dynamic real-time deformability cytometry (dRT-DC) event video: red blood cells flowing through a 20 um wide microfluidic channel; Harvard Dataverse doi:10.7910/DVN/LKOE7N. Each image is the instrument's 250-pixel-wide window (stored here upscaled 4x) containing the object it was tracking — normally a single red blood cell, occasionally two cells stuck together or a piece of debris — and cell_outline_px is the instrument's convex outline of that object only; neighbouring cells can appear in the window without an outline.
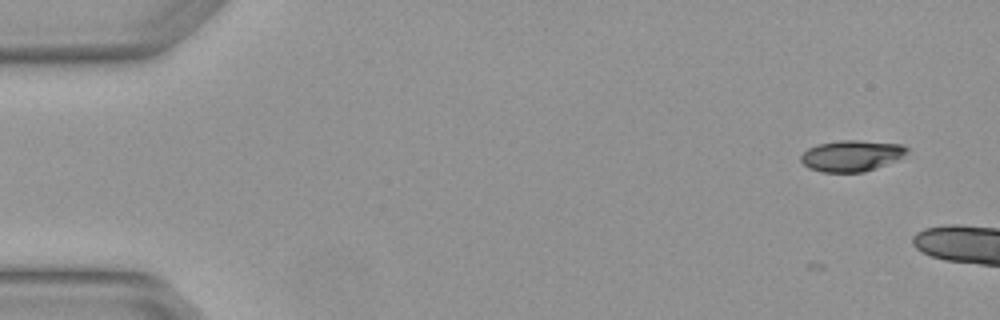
{"species": "Egyptian fruit bat (a non-hibernating species)", "species_latin": "Rousettus aegyptiacus", "temperature_condition": "warm", "stored_images_in_passage": 6, "segment_of_instrument_passage": [2, 2], "camera_frame_rate_fps": 3000, "um_per_image_px": 0.085, "animal": {"sex": "female"}, "frame": {"image": 1, "passage_image": 6, "time_ms": 1.667, "image_size_px": [1000, 320], "cell_outline_px": [[908, 152], [896, 160], [876, 168], [864, 172], [820, 172], [808, 168], [800, 160], [800, 156], [808, 148], [816, 144], [840, 140], [856, 140], [900, 144], [908, 148]], "centroid_in_image_um": [72.34, 13.24], "position_along_channel_um": 12.7, "area_um2": 19.25}}